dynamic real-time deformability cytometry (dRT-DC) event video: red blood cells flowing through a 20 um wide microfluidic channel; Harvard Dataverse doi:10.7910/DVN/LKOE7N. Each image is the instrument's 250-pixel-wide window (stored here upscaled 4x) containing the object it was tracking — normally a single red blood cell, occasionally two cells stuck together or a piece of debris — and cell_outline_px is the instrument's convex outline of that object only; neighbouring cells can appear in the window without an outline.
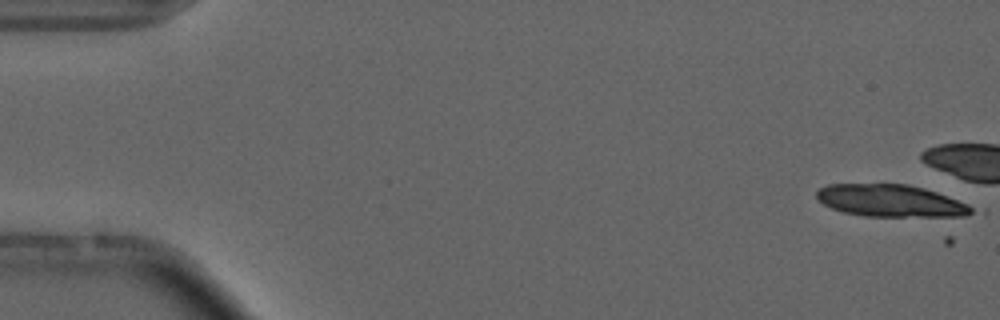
{"species": "common noctule bat (a hibernating species)", "species_latin": "Nyctalus noctula", "temperature_condition": "cold", "stored_images_in_passage": 5, "camera_frame_rate_fps": 3000, "um_per_image_px": 0.085, "animal": {"sex": "male", "forearm_length_mm": 52.5}, "frame": {"image": 1, "passage_image": 1, "time_ms": 0.0, "image_size_px": [1000, 320], "cell_outline_px": [[976, 208], [972, 212], [964, 216], [952, 220], [944, 220], [864, 216], [844, 212], [832, 208], [824, 204], [816, 196], [816, 192], [820, 188], [828, 184], [908, 184], [924, 188], [948, 196], [968, 204]], "centroid_in_image_um": [75.87, 17.13], "position_along_channel_um": 9.1, "area_um2": 30.46}}